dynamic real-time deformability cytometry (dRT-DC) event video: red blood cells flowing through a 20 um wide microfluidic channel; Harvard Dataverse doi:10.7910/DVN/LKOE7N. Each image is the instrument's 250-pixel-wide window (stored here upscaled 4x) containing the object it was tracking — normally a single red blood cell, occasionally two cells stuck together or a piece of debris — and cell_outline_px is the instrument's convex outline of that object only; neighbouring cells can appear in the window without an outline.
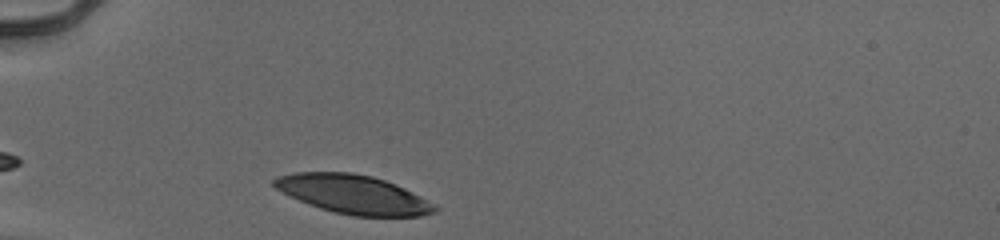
{"species": "human", "species_latin": "Homo sapiens", "temperature_condition": "cold", "stored_images_in_passage": 29, "camera_frame_rate_fps": 3000, "um_per_image_px": 0.085, "donor": {"sex": "male"}, "frame": {"image": 1, "passage_image": 1, "time_ms": 0.0, "image_size_px": [1000, 240], "cell_outline_px": [[440, 208], [432, 212], [420, 216], [352, 216], [320, 208], [308, 204], [276, 188], [272, 184], [272, 180], [276, 176], [296, 172], [352, 172], [372, 176], [384, 180], [404, 188], [436, 204]], "centroid_in_image_um": [30.03, 16.51], "position_along_channel_um": 55.0, "area_um2": 36.07}}
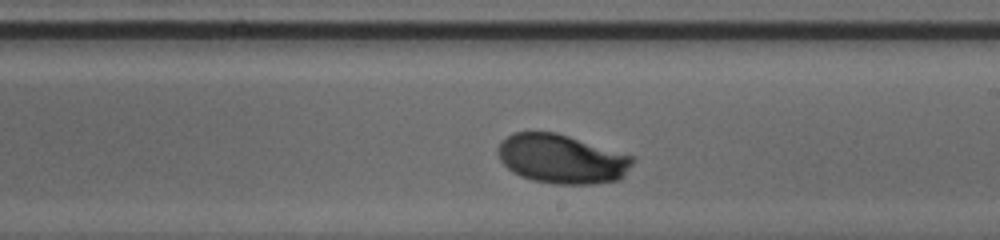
{"frame": {"image": 2, "passage_image": 17, "time_ms": 5.333, "image_size_px": [1000, 240], "cell_outline_px": [[636, 160], [624, 176], [620, 180], [592, 184], [556, 184], [532, 180], [520, 176], [512, 172], [500, 160], [496, 152], [496, 148], [500, 140], [512, 132], [556, 132], [636, 156]], "centroid_in_image_um": [47.75, 13.5], "position_along_channel_um": 241.2, "area_um2": 39.19}}
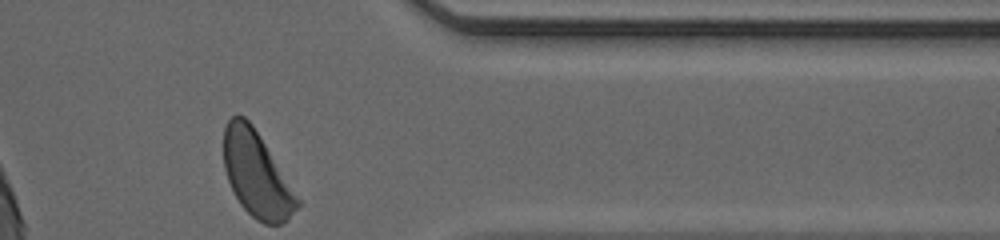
{"frame": {"image": 3, "passage_image": 29, "time_ms": 9.333, "image_size_px": [1000, 240], "cell_outline_px": [[304, 204], [288, 220], [280, 224], [264, 224], [256, 220], [240, 204], [228, 180], [224, 168], [224, 128], [228, 120], [232, 116], [244, 116], [252, 124]], "centroid_in_image_um": [21.86, 14.87], "position_along_channel_um": 389.5, "area_um2": 36.65}, "authors_computed_cell_mechanics": {"area_um2": 38.2058, "velocity_mm_per_s": 3.9029, "shape_relaxation_time_tau1_ms": 2.9101, "shape_relaxation_time_tau2_ms": null, "deformation_change_tau1": 0.1695, "deformation_change_tau2": null}}